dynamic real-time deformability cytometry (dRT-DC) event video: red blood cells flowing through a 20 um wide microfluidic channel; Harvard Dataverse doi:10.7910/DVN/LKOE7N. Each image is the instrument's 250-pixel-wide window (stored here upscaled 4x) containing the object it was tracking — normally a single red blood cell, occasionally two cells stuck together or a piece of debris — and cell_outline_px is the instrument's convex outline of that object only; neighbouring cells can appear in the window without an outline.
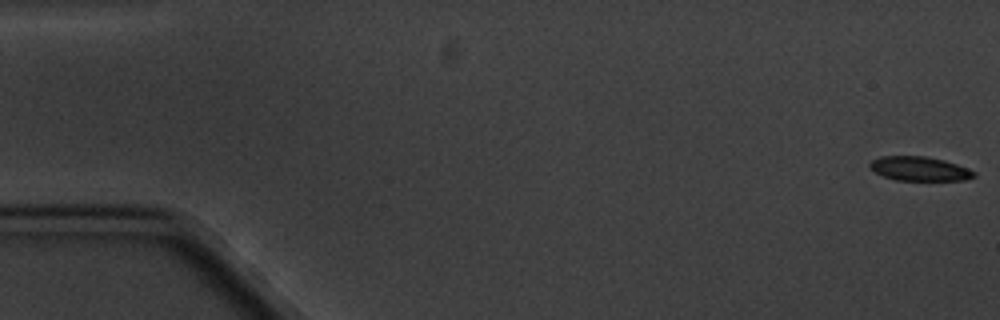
{"species": "common noctule bat (a hibernating species)", "species_latin": "Nyctalus noctula", "temperature_condition": "cold", "stored_images_in_passage": 10, "camera_frame_rate_fps": 3000, "um_per_image_px": 0.085, "animal": {"sex": "male", "body_mass_g": 20.1, "forearm_length_mm": 53.5}, "frame": {"image": 1, "passage_image": 1, "time_ms": 0.0, "image_size_px": [1000, 320], "cell_outline_px": [[976, 176], [964, 180], [896, 180], [884, 176], [876, 172], [868, 164], [872, 160], [880, 156], [924, 156], [944, 160], [968, 168], [976, 172]], "centroid_in_image_um": [78.17, 14.34], "position_along_channel_um": 6.8, "area_um2": 14.57}}
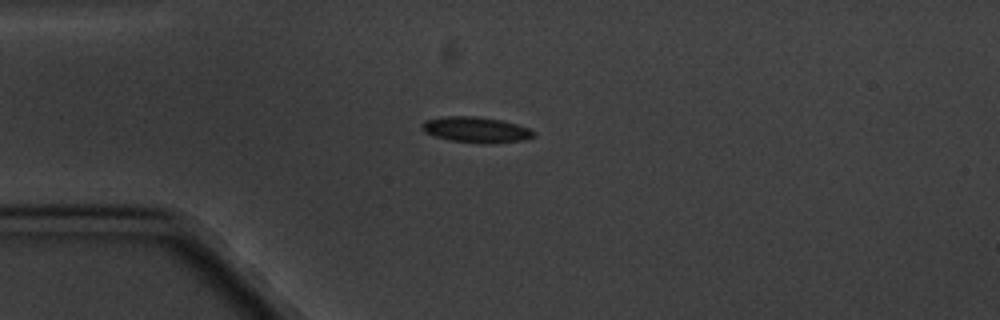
{"frame": {"image": 2, "passage_image": 5, "time_ms": 4.667, "image_size_px": [1000, 320], "cell_outline_px": [[536, 136], [524, 140], [488, 144], [480, 144], [452, 140], [436, 136], [424, 132], [420, 128], [420, 124], [424, 120], [448, 116], [476, 116], [500, 120], [516, 124], [528, 128], [536, 132]], "centroid_in_image_um": [40.47, 11.03], "position_along_channel_um": 44.5, "area_um2": 16.82}}